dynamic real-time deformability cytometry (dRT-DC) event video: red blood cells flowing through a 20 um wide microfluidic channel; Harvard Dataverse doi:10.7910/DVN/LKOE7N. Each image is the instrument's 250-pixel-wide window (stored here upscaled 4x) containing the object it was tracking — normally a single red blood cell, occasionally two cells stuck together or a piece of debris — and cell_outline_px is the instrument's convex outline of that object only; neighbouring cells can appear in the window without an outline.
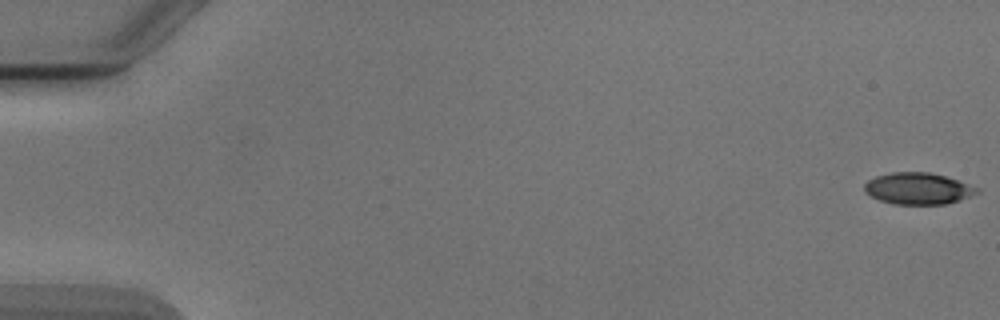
{"species": "Egyptian fruit bat (a non-hibernating species)", "species_latin": "Rousettus aegyptiacus", "temperature_condition": "cold", "stored_images_in_passage": 7, "camera_frame_rate_fps": 3000, "um_per_image_px": 0.085, "animal": {"sex": "male"}, "frame": {"image": 1, "passage_image": 1, "time_ms": 0.0, "image_size_px": [1000, 320], "cell_outline_px": [[980, 192], [960, 200], [944, 204], [892, 204], [880, 200], [864, 192], [864, 184], [868, 180], [876, 176], [892, 172], [928, 172], [944, 176], [980, 188]], "centroid_in_image_um": [78.02, 16.03], "position_along_channel_um": 7.0, "area_um2": 20.63}}
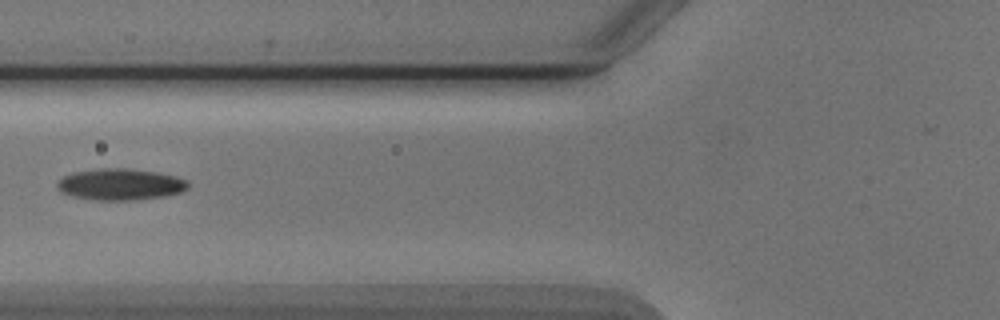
{"frame": {"image": 2, "passage_image": 7, "time_ms": 7.0, "image_size_px": [1000, 320], "cell_outline_px": [[188, 188], [180, 192], [164, 196], [136, 200], [96, 200], [72, 196], [60, 192], [56, 188], [56, 184], [64, 176], [72, 172], [100, 168], [124, 168], [156, 172], [176, 176], [188, 180]], "centroid_in_image_um": [10.21, 15.67], "position_along_channel_um": 115.6, "area_um2": 24.04}}